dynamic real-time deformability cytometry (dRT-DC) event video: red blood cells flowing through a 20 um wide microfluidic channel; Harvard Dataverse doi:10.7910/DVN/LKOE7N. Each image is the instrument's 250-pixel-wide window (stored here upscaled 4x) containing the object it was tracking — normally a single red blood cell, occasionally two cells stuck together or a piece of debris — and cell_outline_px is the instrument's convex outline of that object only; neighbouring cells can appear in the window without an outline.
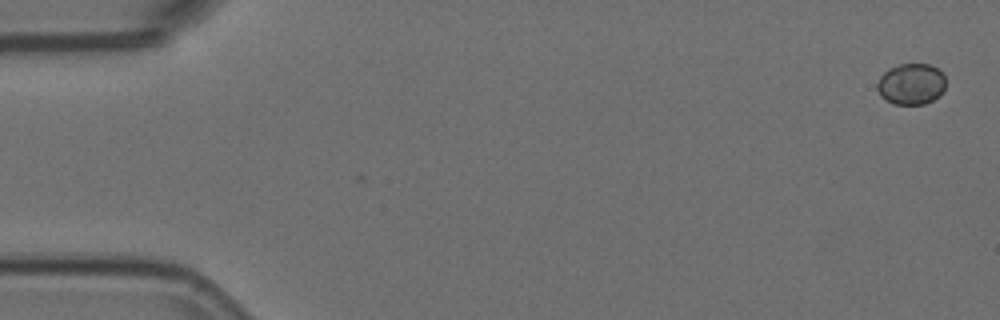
{"species": "Egyptian fruit bat (a non-hibernating species)", "species_latin": "Rousettus aegyptiacus", "temperature_condition": "room temperature", "stored_images_in_passage": 2, "camera_frame_rate_fps": 3000, "um_per_image_px": 0.085, "animal": {"sex": "female"}, "frame": {"image": 1, "passage_image": 2, "time_ms": 0.333, "image_size_px": [1000, 320], "cell_outline_px": [[944, 88], [940, 96], [924, 104], [892, 104], [884, 100], [880, 96], [876, 88], [876, 84], [880, 76], [888, 68], [900, 64], [928, 64], [936, 68], [944, 76]], "centroid_in_image_um": [77.4, 7.15], "position_along_channel_um": 7.6, "area_um2": 16.53}}